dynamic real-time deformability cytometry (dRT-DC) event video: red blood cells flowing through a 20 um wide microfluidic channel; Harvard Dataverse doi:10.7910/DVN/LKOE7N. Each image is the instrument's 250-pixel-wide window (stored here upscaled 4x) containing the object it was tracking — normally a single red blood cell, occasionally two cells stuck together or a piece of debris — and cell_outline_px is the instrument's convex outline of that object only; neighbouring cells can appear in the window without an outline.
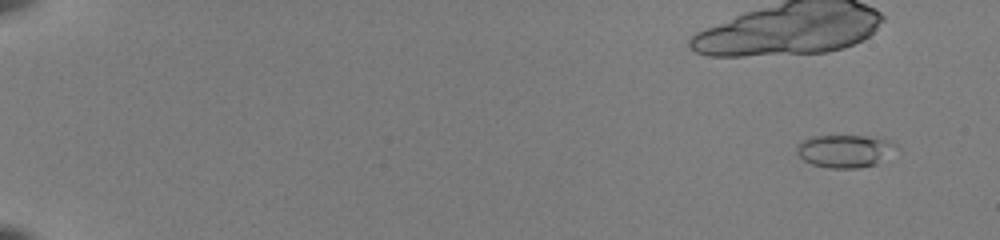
{"species": "common noctule bat (a hibernating species)", "species_latin": "Nyctalus noctula", "temperature_condition": "room temperature", "stored_images_in_passage": 22, "camera_frame_rate_fps": 3000, "um_per_image_px": 0.085, "animal": {"sex": "female", "body_mass_g": 22.0, "forearm_length_mm": 56.7}, "frame": {"image": 1, "passage_image": 4, "time_ms": 1.0, "image_size_px": [1000, 240], "cell_outline_px": [[896, 148], [876, 164], [856, 168], [828, 168], [812, 164], [804, 160], [796, 152], [796, 144], [812, 136], [864, 136], [888, 140], [896, 144]], "centroid_in_image_um": [71.75, 12.83], "position_along_channel_um": 13.2, "area_um2": 18.67}}